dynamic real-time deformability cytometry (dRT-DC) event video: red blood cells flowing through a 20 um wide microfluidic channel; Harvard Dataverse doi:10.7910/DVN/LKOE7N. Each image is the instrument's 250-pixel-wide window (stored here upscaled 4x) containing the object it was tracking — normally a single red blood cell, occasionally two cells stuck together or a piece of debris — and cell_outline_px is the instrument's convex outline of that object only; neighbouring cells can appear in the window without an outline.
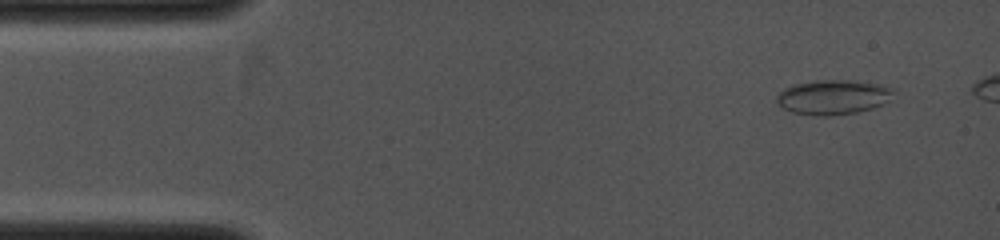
{"species": "common noctule bat (a hibernating species)", "species_latin": "Nyctalus noctula", "temperature_condition": "cold", "stored_images_in_passage": 12, "camera_frame_rate_fps": 4000, "um_per_image_px": 0.085, "animal": {"sex": "female", "body_mass_g": 19.0, "forearm_length_mm": 53.3}, "frame": {"image": 1, "passage_image": 5, "time_ms": 0.75, "image_size_px": [1000, 240], "cell_outline_px": [[896, 92], [884, 104], [872, 108], [856, 112], [828, 116], [816, 116], [792, 112], [784, 108], [776, 100], [776, 96], [784, 88], [792, 84], [816, 80], [848, 80], [884, 84], [896, 88]], "centroid_in_image_um": [70.86, 8.24], "position_along_channel_um": 14.1, "area_um2": 23.87}}